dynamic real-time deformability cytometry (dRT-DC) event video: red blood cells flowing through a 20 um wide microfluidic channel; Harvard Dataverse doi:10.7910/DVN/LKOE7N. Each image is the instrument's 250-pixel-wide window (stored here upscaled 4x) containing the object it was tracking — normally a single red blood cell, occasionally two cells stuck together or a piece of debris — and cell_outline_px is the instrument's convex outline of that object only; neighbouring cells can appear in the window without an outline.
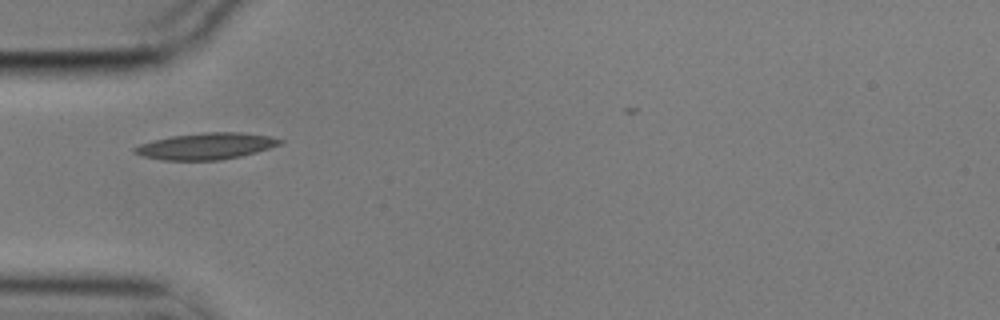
{"species": "common noctule bat (a hibernating species)", "species_latin": "Nyctalus noctula", "temperature_condition": "cold", "stored_images_in_passage": 5, "camera_frame_rate_fps": 3000, "um_per_image_px": 0.085, "animal": {"sex": "male", "body_mass_g": 17.9}, "frame": {"image": 1, "passage_image": 5, "time_ms": 1.333, "image_size_px": [1000, 320], "cell_outline_px": [[284, 140], [280, 144], [256, 152], [240, 156], [220, 160], [164, 160], [144, 156], [132, 152], [132, 148], [140, 144], [172, 136], [204, 132], [240, 132], [268, 136]], "centroid_in_image_um": [17.51, 12.42], "position_along_channel_um": 67.5, "area_um2": 22.14}}